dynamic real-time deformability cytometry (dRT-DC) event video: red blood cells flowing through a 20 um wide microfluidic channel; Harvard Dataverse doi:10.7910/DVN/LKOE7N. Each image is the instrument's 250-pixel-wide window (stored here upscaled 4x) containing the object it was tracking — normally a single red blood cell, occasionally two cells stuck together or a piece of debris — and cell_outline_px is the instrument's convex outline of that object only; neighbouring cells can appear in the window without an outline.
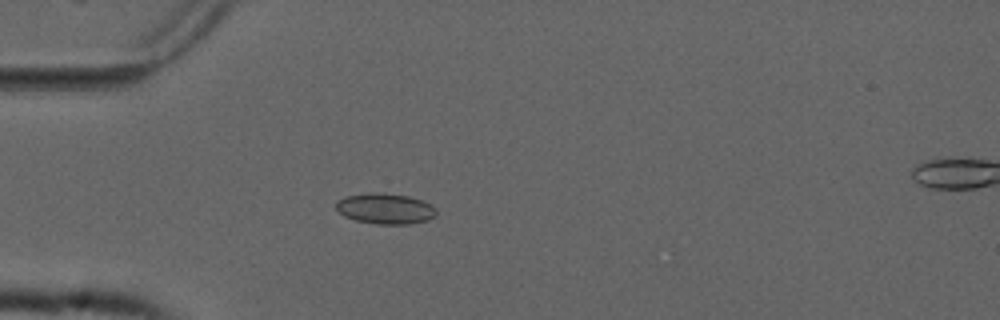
{"species": "common noctule bat (a hibernating species)", "species_latin": "Nyctalus noctula", "temperature_condition": "cold", "stored_images_in_passage": 3, "camera_frame_rate_fps": 3000, "um_per_image_px": 0.085, "animal": {"sex": "male", "forearm_length_mm": 52.5}, "frame": {"image": 1, "passage_image": 2, "time_ms": 0.333, "image_size_px": [1000, 320], "cell_outline_px": [[436, 216], [428, 220], [408, 224], [376, 224], [356, 220], [344, 216], [336, 208], [336, 200], [348, 196], [368, 192], [384, 192], [408, 196], [420, 200], [436, 208]], "centroid_in_image_um": [32.74, 17.73], "position_along_channel_um": 52.3, "area_um2": 17.92}}